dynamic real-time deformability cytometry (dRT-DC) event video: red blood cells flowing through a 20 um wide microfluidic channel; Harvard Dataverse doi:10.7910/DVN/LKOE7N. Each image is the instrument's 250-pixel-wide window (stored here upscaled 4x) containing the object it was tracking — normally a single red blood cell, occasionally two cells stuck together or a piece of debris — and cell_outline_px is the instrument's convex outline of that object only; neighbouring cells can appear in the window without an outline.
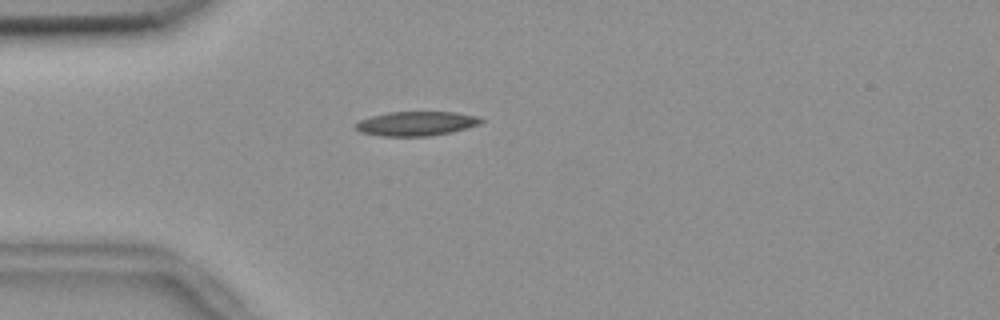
{"species": "common noctule bat (a hibernating species)", "species_latin": "Nyctalus noctula", "temperature_condition": "room temperature", "stored_images_in_passage": 50, "camera_frame_rate_fps": 3000, "um_per_image_px": 0.085, "animal": {"sex": "female", "body_mass_g": 18.4}, "frame": {"image": 1, "passage_image": 10, "time_ms": 3.0, "image_size_px": [1000, 320], "cell_outline_px": [[484, 120], [480, 124], [452, 132], [428, 136], [380, 136], [360, 132], [352, 128], [352, 124], [360, 120], [372, 116], [388, 112], [456, 112], [476, 116]], "centroid_in_image_um": [35.32, 10.51], "position_along_channel_um": 49.7, "area_um2": 17.92}}
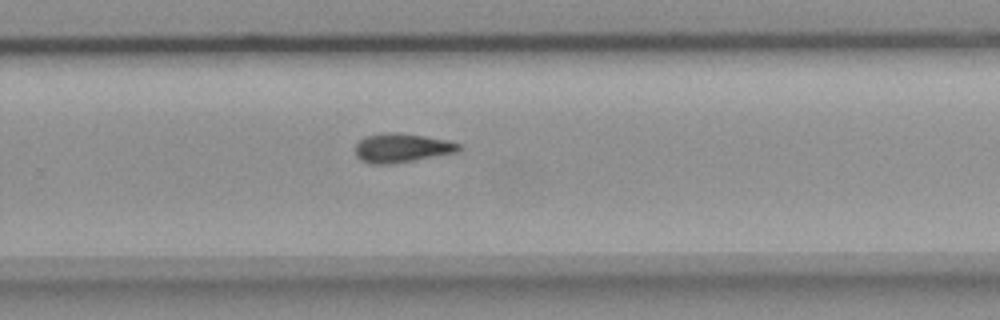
{"frame": {"image": 2, "passage_image": 31, "time_ms": 10.0, "image_size_px": [1000, 320], "cell_outline_px": [[464, 148], [460, 152], [388, 164], [372, 164], [360, 160], [356, 156], [356, 144], [364, 136], [380, 132], [400, 132], [452, 140], [460, 144]], "centroid_in_image_um": [34.2, 12.55], "position_along_channel_um": 295.6, "area_um2": 17.92}}
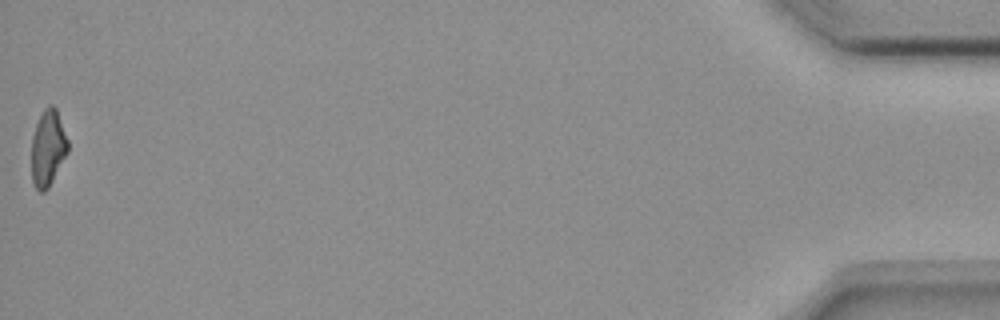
{"frame": {"image": 3, "passage_image": 50, "time_ms": 16.333, "image_size_px": [1000, 320], "cell_outline_px": [[68, 152], [48, 188], [44, 192], [40, 192], [36, 188], [32, 180], [32, 136], [36, 124], [44, 108], [48, 104], [52, 104], [56, 108], [68, 140]], "centroid_in_image_um": [4.07, 12.57], "position_along_channel_um": 431.1, "area_um2": 16.07}}